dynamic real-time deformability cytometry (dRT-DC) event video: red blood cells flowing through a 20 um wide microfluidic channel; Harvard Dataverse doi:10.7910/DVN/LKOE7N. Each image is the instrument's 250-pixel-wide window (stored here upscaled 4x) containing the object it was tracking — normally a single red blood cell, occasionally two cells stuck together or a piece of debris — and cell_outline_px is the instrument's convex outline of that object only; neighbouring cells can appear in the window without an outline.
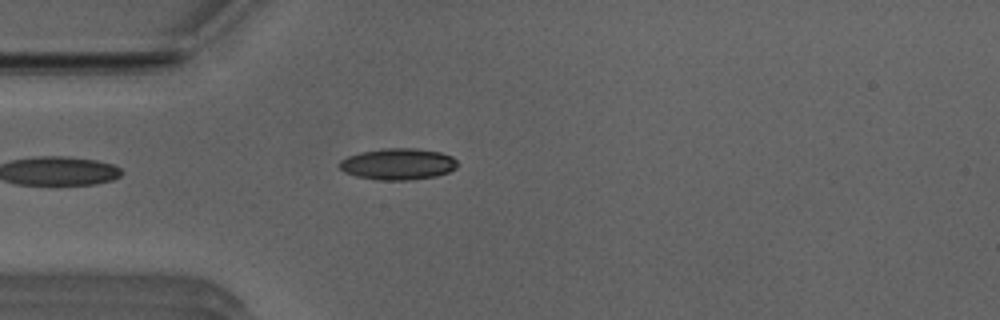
{"species": "Egyptian fruit bat (a non-hibernating species)", "species_latin": "Rousettus aegyptiacus", "temperature_condition": "room temperature", "stored_images_in_passage": 23, "camera_frame_rate_fps": 3000, "um_per_image_px": 0.085, "animal": {"sex": "male"}, "frame": {"image": 1, "passage_image": 1, "time_ms": 0.0, "image_size_px": [1000, 320], "cell_outline_px": [[456, 168], [448, 172], [436, 176], [412, 180], [376, 180], [356, 176], [344, 172], [336, 164], [340, 160], [348, 156], [360, 152], [384, 148], [416, 148], [440, 152], [452, 156], [456, 160]], "centroid_in_image_um": [33.8, 13.94], "position_along_channel_um": 51.2, "area_um2": 21.79}}
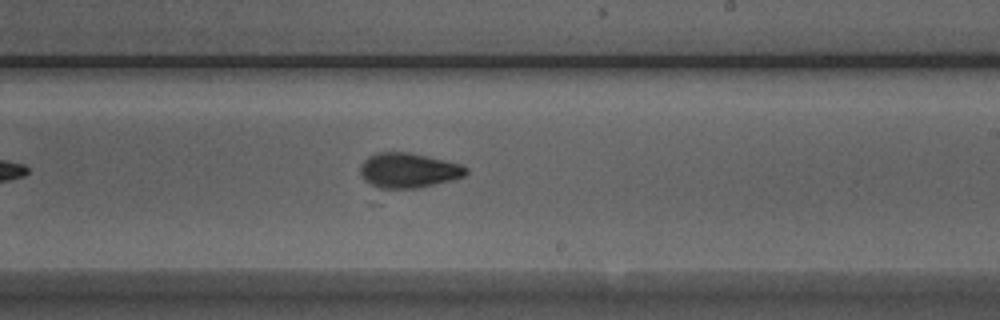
{"frame": {"image": 2, "passage_image": 17, "time_ms": 5.333, "image_size_px": [1000, 320], "cell_outline_px": [[468, 172], [464, 176], [380, 204], [368, 204], [360, 176], [360, 168], [364, 160], [368, 156], [376, 152], [408, 152], [460, 164], [468, 168]], "centroid_in_image_um": [34.35, 14.86], "position_along_channel_um": 254.7, "area_um2": 26.7}}
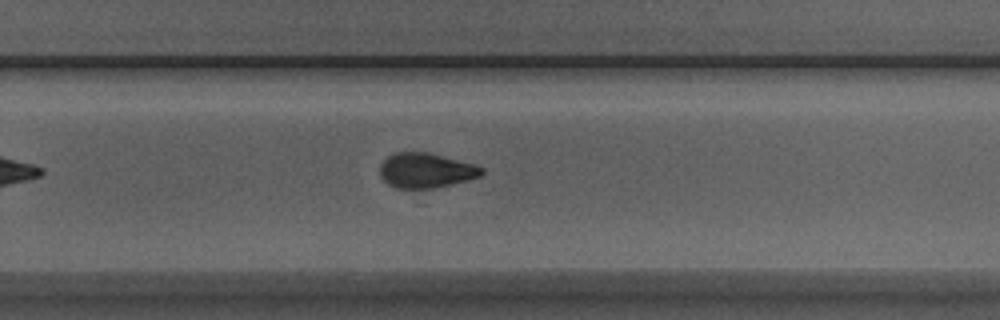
{"frame": {"image": 3, "passage_image": 20, "time_ms": 6.333, "image_size_px": [1000, 320], "cell_outline_px": [[484, 172], [480, 176], [468, 180], [432, 188], [396, 188], [388, 184], [380, 176], [380, 164], [388, 156], [396, 152], [428, 152], [476, 164], [484, 168]], "centroid_in_image_um": [36.21, 14.48], "position_along_channel_um": 293.6, "area_um2": 20.69}}